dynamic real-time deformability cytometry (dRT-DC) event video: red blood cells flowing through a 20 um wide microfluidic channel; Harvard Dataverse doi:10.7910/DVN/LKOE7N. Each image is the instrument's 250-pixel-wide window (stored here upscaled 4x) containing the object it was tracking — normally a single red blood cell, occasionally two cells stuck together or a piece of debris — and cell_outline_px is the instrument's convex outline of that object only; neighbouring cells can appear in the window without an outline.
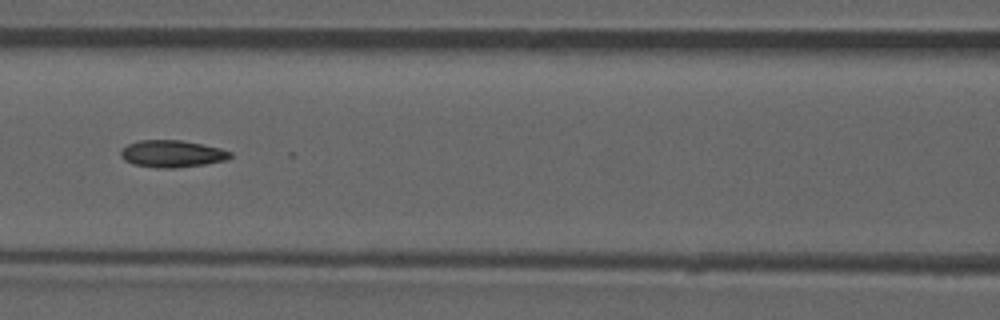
{"species": "common noctule bat (a hibernating species)", "species_latin": "Nyctalus noctula", "temperature_condition": "room temperature", "stored_images_in_passage": 51, "camera_frame_rate_fps": 3000, "um_per_image_px": 0.085, "animal": {"sex": "male", "forearm_length_mm": 52.5}, "frame": {"image": 1, "passage_image": 22, "time_ms": 7.0, "image_size_px": [1000, 320], "cell_outline_px": [[232, 156], [228, 160], [204, 164], [176, 168], [156, 168], [132, 164], [124, 160], [120, 156], [120, 152], [128, 144], [140, 140], [180, 140], [220, 148], [232, 152]], "centroid_in_image_um": [14.62, 13.08], "position_along_channel_um": 152.0, "area_um2": 17.28}, "authors_computed_cell_mechanics": {"area_um2": 17.5712, "velocity_mm_per_s": 3.9204, "shape_relaxation_time_tau1_ms": null, "shape_relaxation_time_tau2_ms": 2.7953, "deformation_change_tau1": null, "deformation_change_tau2": 0.0982}}